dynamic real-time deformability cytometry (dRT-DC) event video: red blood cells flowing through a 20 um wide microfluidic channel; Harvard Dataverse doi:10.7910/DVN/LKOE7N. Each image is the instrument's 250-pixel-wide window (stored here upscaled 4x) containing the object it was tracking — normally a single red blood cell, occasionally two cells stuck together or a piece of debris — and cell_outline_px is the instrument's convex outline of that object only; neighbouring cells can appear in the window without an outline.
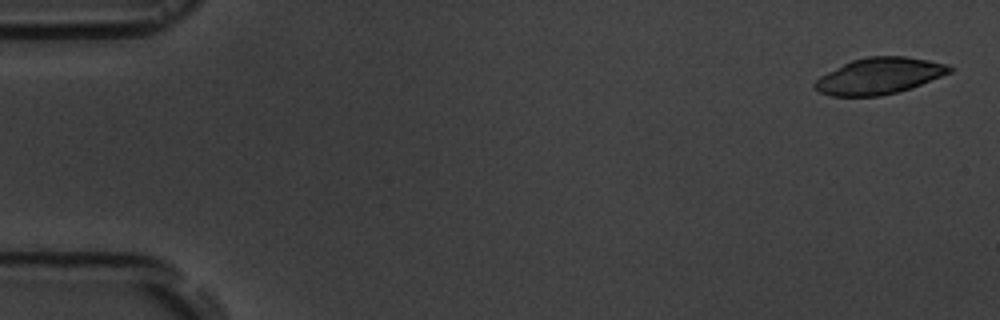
{"species": "common noctule bat (a hibernating species)", "species_latin": "Nyctalus noctula", "temperature_condition": "room temperature", "stored_images_in_passage": 5, "camera_frame_rate_fps": 3000, "um_per_image_px": 0.085, "animal": {"sex": "male", "body_mass_g": 19.5, "forearm_length_mm": 54.6}, "frame": {"image": 1, "passage_image": 1, "time_ms": 0.0, "image_size_px": [1000, 320], "cell_outline_px": [[956, 68], [952, 72], [912, 88], [880, 96], [832, 96], [820, 92], [812, 84], [820, 76], [852, 60], [868, 56], [904, 56], [928, 60], [948, 64]], "centroid_in_image_um": [74.78, 6.45], "position_along_channel_um": 10.2, "area_um2": 28.5}}